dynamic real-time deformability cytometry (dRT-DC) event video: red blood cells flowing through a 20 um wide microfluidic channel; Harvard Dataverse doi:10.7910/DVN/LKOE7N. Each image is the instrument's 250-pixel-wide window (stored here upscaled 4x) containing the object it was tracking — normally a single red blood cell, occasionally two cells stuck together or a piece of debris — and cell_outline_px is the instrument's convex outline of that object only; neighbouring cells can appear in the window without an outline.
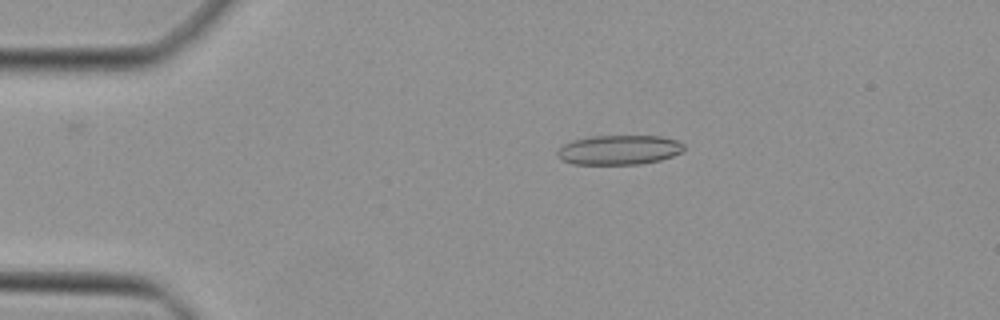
{"species": "Egyptian fruit bat (a non-hibernating species)", "species_latin": "Rousettus aegyptiacus", "temperature_condition": "cold", "stored_images_in_passage": 46, "camera_frame_rate_fps": 3000, "um_per_image_px": 0.085, "animal": {"sex": "female"}, "frame": {"image": 1, "passage_image": 9, "time_ms": 2.667, "image_size_px": [1000, 320], "cell_outline_px": [[684, 148], [680, 152], [672, 156], [660, 160], [640, 164], [572, 164], [560, 160], [556, 152], [564, 144], [572, 140], [588, 136], [660, 136], [676, 140], [684, 144]], "centroid_in_image_um": [52.58, 12.74], "position_along_channel_um": 32.4, "area_um2": 21.85}}
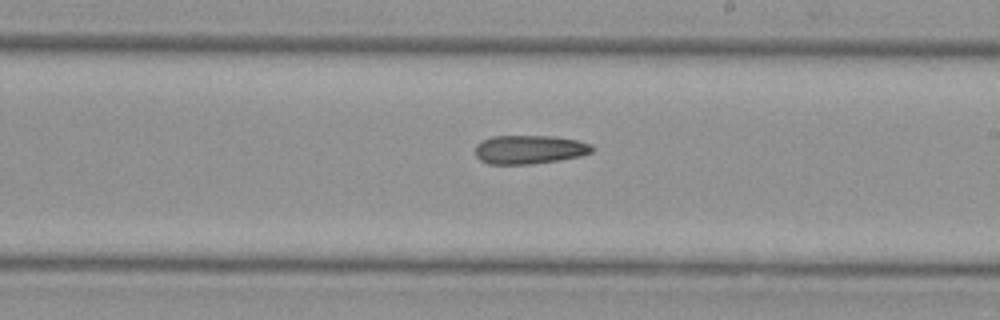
{"frame": {"image": 2, "passage_image": 27, "time_ms": 8.667, "image_size_px": [1000, 320], "cell_outline_px": [[592, 152], [580, 156], [532, 164], [488, 164], [480, 160], [476, 156], [476, 144], [480, 140], [492, 136], [552, 136], [576, 140], [592, 144]], "centroid_in_image_um": [44.95, 12.7], "position_along_channel_um": 244.0, "area_um2": 19.54}}
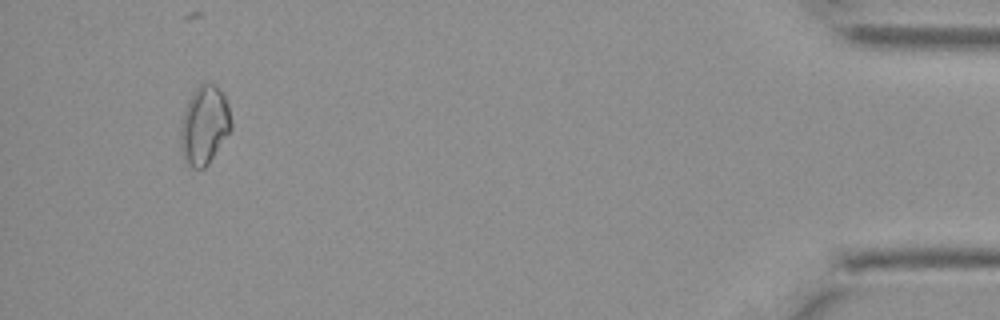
{"frame": {"image": 3, "passage_image": 44, "time_ms": 14.333, "image_size_px": [1000, 320], "cell_outline_px": [[232, 128], [208, 164], [204, 168], [192, 168], [184, 160], [180, 144], [180, 124], [188, 100], [192, 92], [200, 84], [216, 84], [224, 92], [228, 104], [232, 124]], "centroid_in_image_um": [17.37, 10.62], "position_along_channel_um": 417.8, "area_um2": 23.29}}